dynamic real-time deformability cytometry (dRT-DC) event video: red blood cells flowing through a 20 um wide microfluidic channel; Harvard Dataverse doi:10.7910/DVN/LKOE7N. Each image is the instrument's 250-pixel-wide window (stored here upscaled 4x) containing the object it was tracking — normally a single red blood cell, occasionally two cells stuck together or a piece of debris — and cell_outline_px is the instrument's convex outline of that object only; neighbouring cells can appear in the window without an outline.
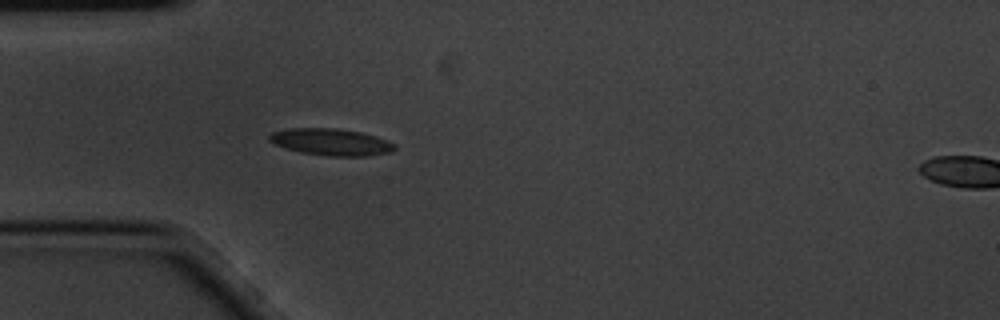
{"species": "common noctule bat (a hibernating species)", "species_latin": "Nyctalus noctula", "temperature_condition": "cold", "stored_images_in_passage": 4, "segment_of_instrument_passage": [1, 2], "camera_frame_rate_fps": 3000, "um_per_image_px": 0.085, "animal": {"sex": "male", "body_mass_g": 20.1, "forearm_length_mm": 53.5}, "frame": {"image": 1, "passage_image": 3, "time_ms": 0.667, "image_size_px": [1000, 320], "cell_outline_px": [[396, 148], [392, 152], [364, 156], [328, 156], [300, 152], [276, 144], [268, 140], [268, 136], [272, 132], [288, 128], [336, 128], [360, 132], [376, 136], [396, 144]], "centroid_in_image_um": [28.16, 12.07], "position_along_channel_um": 56.8, "area_um2": 19.54}}